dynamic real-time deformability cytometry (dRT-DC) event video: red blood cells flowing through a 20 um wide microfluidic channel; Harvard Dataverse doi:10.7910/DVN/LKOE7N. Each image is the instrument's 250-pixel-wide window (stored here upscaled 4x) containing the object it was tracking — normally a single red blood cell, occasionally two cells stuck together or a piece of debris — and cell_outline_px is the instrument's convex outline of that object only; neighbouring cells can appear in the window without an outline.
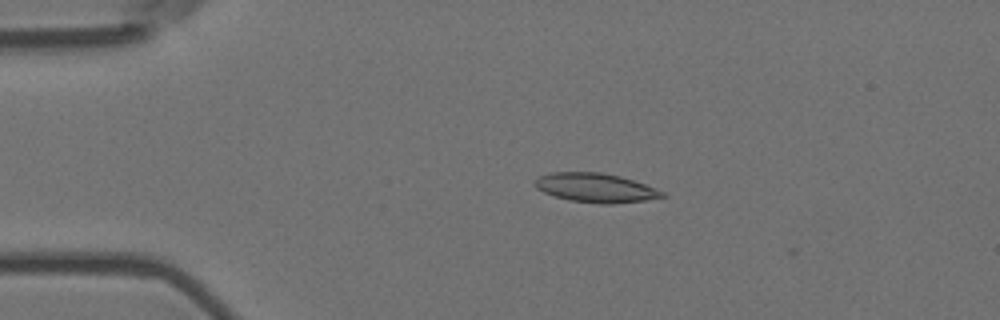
{"species": "Egyptian fruit bat (a non-hibernating species)", "species_latin": "Rousettus aegyptiacus", "temperature_condition": "room temperature", "stored_images_in_passage": 56, "camera_frame_rate_fps": 3000, "um_per_image_px": 0.085, "animal": {"sex": "female"}, "frame": {"image": 1, "passage_image": 12, "time_ms": 3.667, "image_size_px": [1000, 320], "cell_outline_px": [[668, 196], [644, 200], [612, 204], [604, 204], [568, 200], [552, 196], [536, 188], [532, 184], [532, 180], [540, 176], [552, 172], [600, 172], [620, 176], [668, 192]], "centroid_in_image_um": [50.61, 15.96], "position_along_channel_um": 34.4, "area_um2": 21.85}}
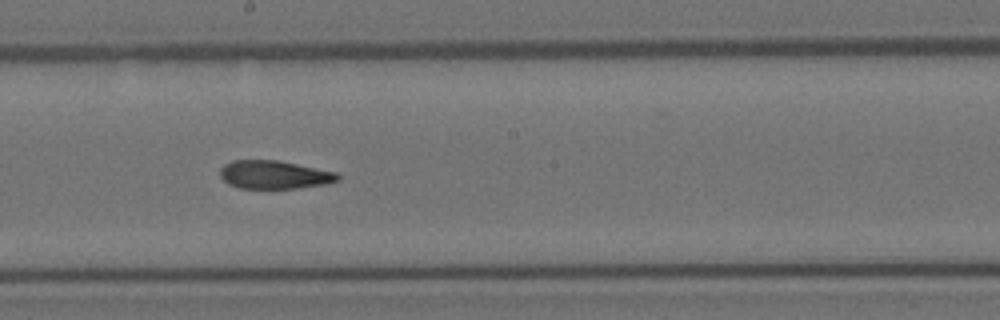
{"frame": {"image": 2, "passage_image": 31, "time_ms": 10.0, "image_size_px": [1000, 320], "cell_outline_px": [[340, 180], [328, 184], [296, 188], [240, 188], [228, 184], [220, 176], [220, 168], [224, 164], [232, 160], [276, 160], [336, 172], [340, 176]], "centroid_in_image_um": [23.31, 14.85], "position_along_channel_um": 224.9, "area_um2": 19.36}}
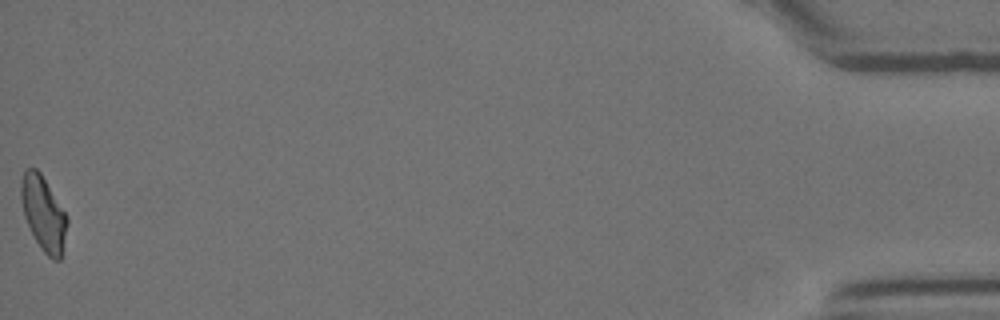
{"frame": {"image": 3, "passage_image": 56, "time_ms": 18.333, "image_size_px": [1000, 320], "cell_outline_px": [[68, 224], [60, 260], [52, 260], [44, 252], [36, 240], [24, 216], [20, 196], [20, 180], [24, 168], [36, 168], [40, 172], [68, 216]], "centroid_in_image_um": [3.69, 18.11], "position_along_channel_um": 431.5, "area_um2": 20.0}, "authors_computed_cell_mechanics": {"area_um2": 20.4901, "velocity_mm_per_s": 3.6621, "shape_relaxation_time_tau1_ms": null, "shape_relaxation_time_tau2_ms": 2.8603, "deformation_change_tau1": null, "deformation_change_tau2": 0.1016}}